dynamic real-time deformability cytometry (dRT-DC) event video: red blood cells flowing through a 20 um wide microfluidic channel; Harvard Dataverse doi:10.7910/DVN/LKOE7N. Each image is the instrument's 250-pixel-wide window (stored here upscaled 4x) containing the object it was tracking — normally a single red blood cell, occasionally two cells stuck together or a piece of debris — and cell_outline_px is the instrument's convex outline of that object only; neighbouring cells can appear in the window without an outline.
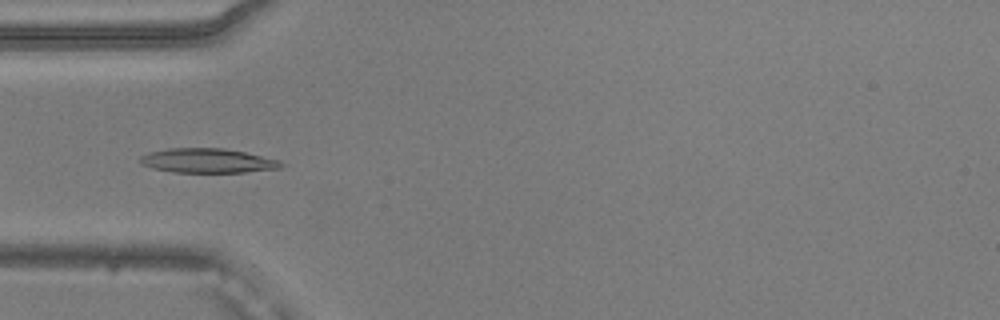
{"species": "common noctule bat (a hibernating species)", "species_latin": "Nyctalus noctula", "temperature_condition": "warm", "stored_images_in_passage": 51, "camera_frame_rate_fps": 3000, "um_per_image_px": 0.085, "animal": {"sex": "male", "body_mass_g": 20.5, "forearm_length_mm": 52.5}, "frame": {"image": 1, "passage_image": 15, "time_ms": 4.667, "image_size_px": [1000, 320], "cell_outline_px": [[284, 164], [280, 168], [244, 172], [172, 172], [152, 168], [140, 164], [140, 156], [148, 152], [168, 148], [224, 148], [244, 152], [280, 160]], "centroid_in_image_um": [17.61, 13.65], "position_along_channel_um": 67.4, "area_um2": 20.06}}
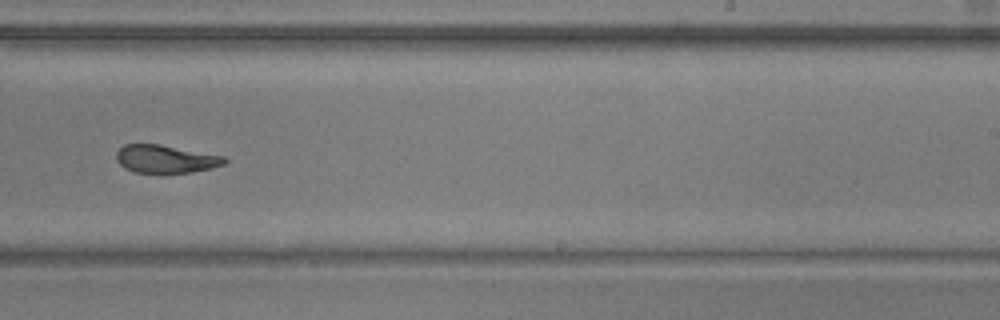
{"frame": {"image": 2, "passage_image": 31, "time_ms": 10.0, "image_size_px": [1000, 320], "cell_outline_px": [[228, 160], [224, 164], [212, 168], [192, 172], [136, 172], [124, 168], [116, 160], [116, 152], [124, 144], [160, 144], [224, 156]], "centroid_in_image_um": [14.08, 13.5], "position_along_channel_um": 274.9, "area_um2": 17.51}}
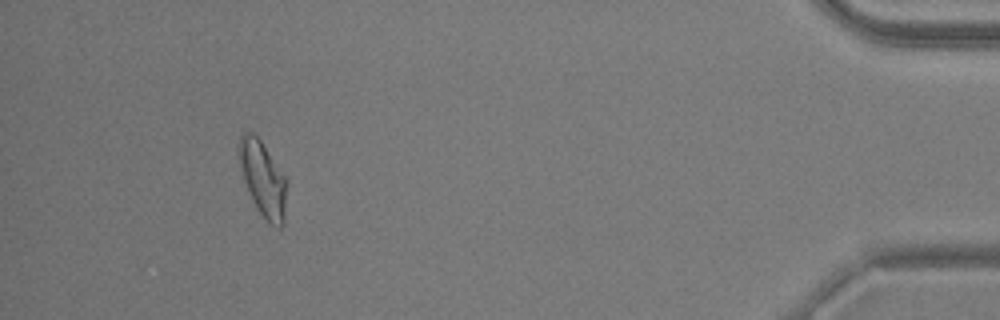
{"frame": {"image": 3, "passage_image": 47, "time_ms": 15.333, "image_size_px": [1000, 320], "cell_outline_px": [[288, 180], [284, 224], [280, 228], [276, 228], [260, 212], [240, 172], [240, 136], [244, 132], [252, 132], [260, 140]], "centroid_in_image_um": [22.4, 15.22], "position_along_channel_um": 412.8, "area_um2": 20.4}, "authors_computed_cell_mechanics": {"area_um2": 19.4208, "velocity_mm_per_s": 3.8769, "shape_relaxation_time_tau1_ms": 7.1909, "shape_relaxation_time_tau2_ms": 2.225, "deformation_change_tau1": 0.2332, "deformation_change_tau2": 0.0883}}